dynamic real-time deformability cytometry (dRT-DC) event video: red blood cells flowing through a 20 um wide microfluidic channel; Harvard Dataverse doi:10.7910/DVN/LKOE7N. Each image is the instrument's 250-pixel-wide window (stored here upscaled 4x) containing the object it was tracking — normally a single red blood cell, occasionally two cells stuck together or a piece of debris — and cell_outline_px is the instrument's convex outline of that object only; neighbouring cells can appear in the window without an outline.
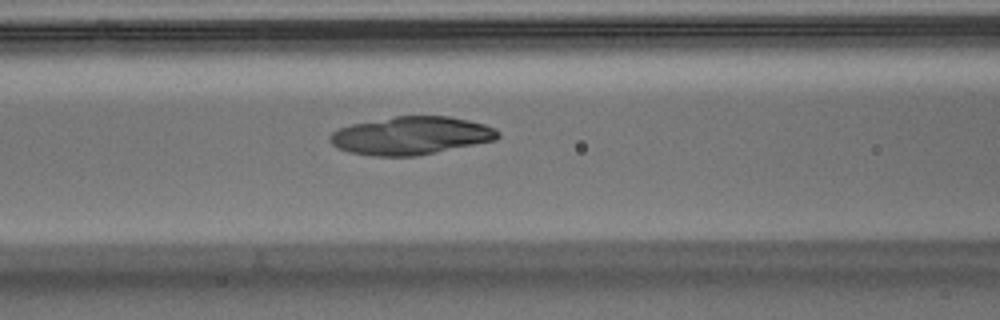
{"species": "Egyptian fruit bat (a non-hibernating species)", "species_latin": "Rousettus aegyptiacus", "temperature_condition": "warm", "stored_images_in_passage": 38, "camera_frame_rate_fps": 3000, "um_per_image_px": 0.085, "animal": {"sex": "male"}, "frame": {"image": 1, "passage_image": 6, "time_ms": 1.667, "image_size_px": [1000, 320], "cell_outline_px": [[500, 136], [496, 140], [416, 156], [372, 156], [348, 152], [332, 144], [328, 140], [328, 136], [332, 132], [340, 128], [352, 124], [396, 116], [448, 116], [468, 120], [484, 124], [496, 128], [500, 132]], "centroid_in_image_um": [34.95, 11.53], "position_along_channel_um": 131.7, "area_um2": 37.17}}
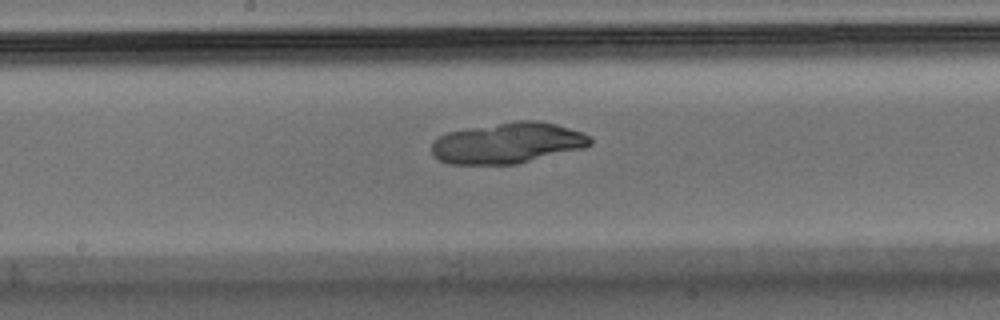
{"frame": {"image": 2, "passage_image": 12, "time_ms": 3.667, "image_size_px": [1000, 320], "cell_outline_px": [[592, 144], [584, 148], [516, 164], [448, 164], [432, 156], [432, 144], [440, 136], [448, 132], [468, 128], [516, 120], [536, 120], [556, 124], [584, 132], [592, 140]], "centroid_in_image_um": [43.17, 12.15], "position_along_channel_um": 205.0, "area_um2": 37.8}}
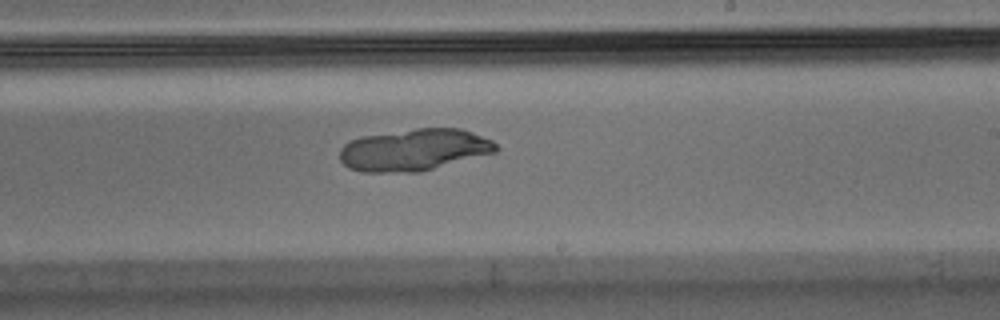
{"frame": {"image": 3, "passage_image": 16, "time_ms": 5.0, "image_size_px": [1000, 320], "cell_outline_px": [[500, 148], [496, 152], [420, 172], [364, 172], [348, 168], [340, 160], [340, 148], [348, 140], [360, 136], [416, 128], [460, 128], [472, 132], [492, 140]], "centroid_in_image_um": [35.18, 12.73], "position_along_channel_um": 253.8, "area_um2": 38.38}}